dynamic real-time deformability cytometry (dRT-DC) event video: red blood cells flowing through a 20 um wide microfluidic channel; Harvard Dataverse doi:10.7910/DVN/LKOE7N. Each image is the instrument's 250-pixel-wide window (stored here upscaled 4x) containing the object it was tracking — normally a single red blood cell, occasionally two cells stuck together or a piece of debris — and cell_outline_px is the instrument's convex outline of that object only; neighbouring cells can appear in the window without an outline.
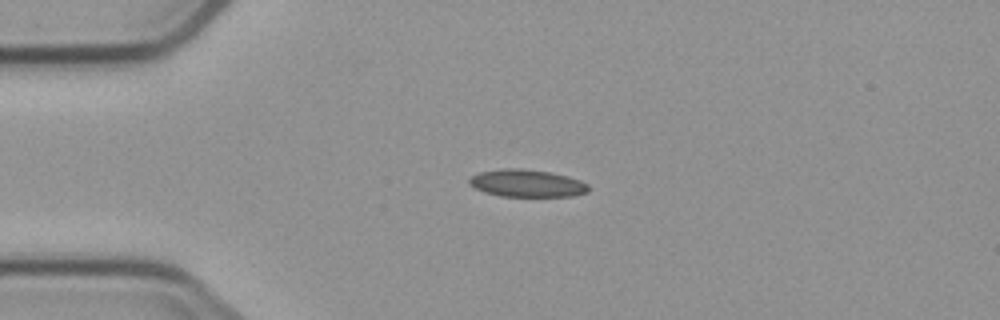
{"species": "common noctule bat (a hibernating species)", "species_latin": "Nyctalus noctula", "temperature_condition": "cold", "stored_images_in_passage": 4, "camera_frame_rate_fps": 3000, "um_per_image_px": 0.085, "animal": {"sex": "male", "body_mass_g": 23.1, "forearm_length_mm": 52.7}, "frame": {"image": 1, "passage_image": 3, "time_ms": 3.333, "image_size_px": [1000, 320], "cell_outline_px": [[588, 192], [572, 196], [500, 196], [484, 192], [468, 184], [468, 180], [472, 176], [480, 172], [504, 168], [520, 168], [548, 172], [568, 176], [580, 180], [588, 184]], "centroid_in_image_um": [44.78, 15.58], "position_along_channel_um": 40.2, "area_um2": 18.96}}